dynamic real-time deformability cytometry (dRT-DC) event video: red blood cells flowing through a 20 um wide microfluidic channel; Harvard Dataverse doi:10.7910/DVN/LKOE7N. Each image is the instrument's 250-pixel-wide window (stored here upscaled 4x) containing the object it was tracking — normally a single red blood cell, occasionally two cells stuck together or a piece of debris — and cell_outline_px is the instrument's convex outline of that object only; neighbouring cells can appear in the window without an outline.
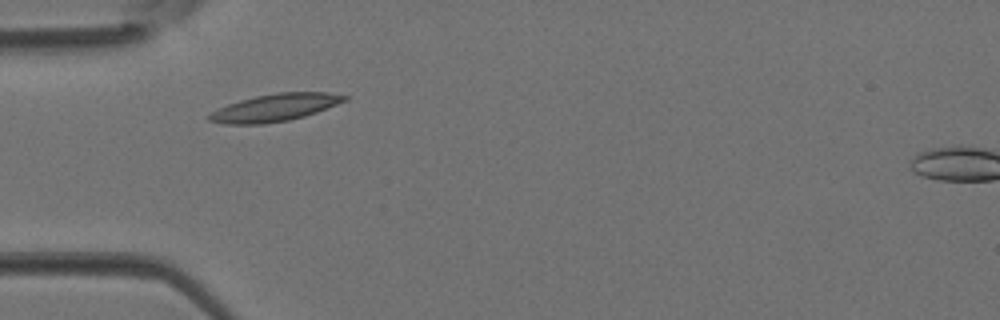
{"species": "Egyptian fruit bat (a non-hibernating species)", "species_latin": "Rousettus aegyptiacus", "temperature_condition": "room temperature", "stored_images_in_passage": 2, "camera_frame_rate_fps": 3000, "um_per_image_px": 0.085, "animal": {"sex": "female"}, "frame": {"image": 1, "passage_image": 1, "time_ms": 0.0, "image_size_px": [1000, 320], "cell_outline_px": [[352, 96], [348, 100], [316, 112], [304, 116], [288, 120], [264, 124], [224, 124], [208, 120], [208, 116], [212, 112], [228, 104], [240, 100], [256, 96], [276, 92], [328, 92]], "centroid_in_image_um": [23.42, 9.13], "position_along_channel_um": 61.6, "area_um2": 21.56}}
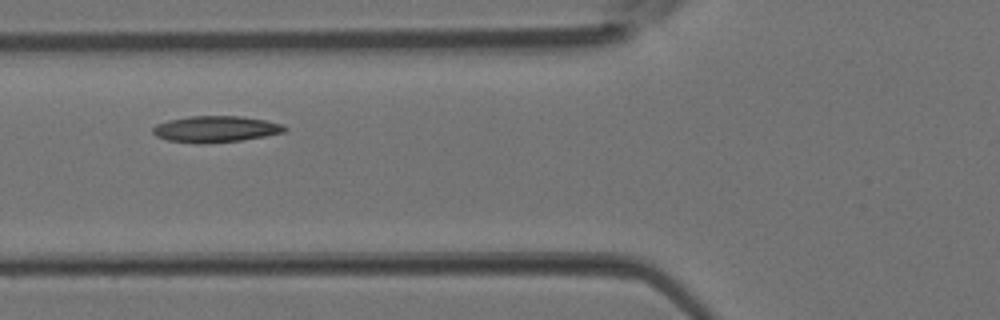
{"frame": {"image": 2, "passage_image": 2, "time_ms": 0.333, "image_size_px": [1000, 320], "cell_outline_px": [[288, 128], [284, 132], [264, 136], [240, 140], [204, 144], [196, 144], [168, 140], [156, 136], [152, 132], [152, 128], [156, 124], [168, 120], [188, 116], [240, 116], [264, 120], [280, 124]], "centroid_in_image_um": [18.27, 10.97], "position_along_channel_um": 107.5, "area_um2": 20.17}}